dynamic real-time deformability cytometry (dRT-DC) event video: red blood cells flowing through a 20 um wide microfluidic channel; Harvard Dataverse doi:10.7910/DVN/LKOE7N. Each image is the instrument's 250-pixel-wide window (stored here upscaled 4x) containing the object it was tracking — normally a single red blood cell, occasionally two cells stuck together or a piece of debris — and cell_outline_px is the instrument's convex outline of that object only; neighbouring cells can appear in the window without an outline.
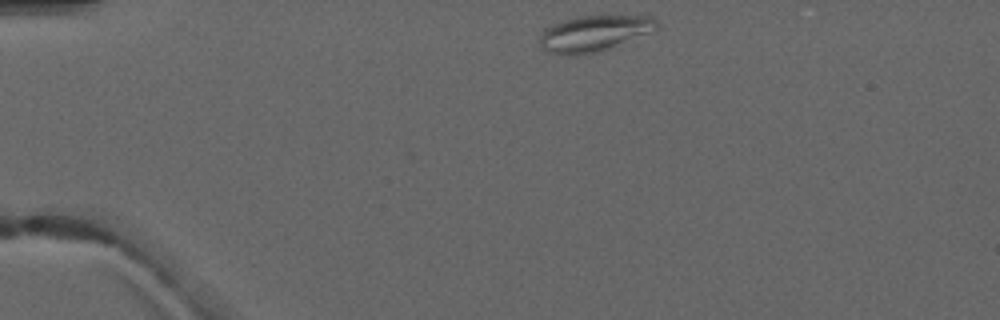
{"species": "common noctule bat (a hibernating species)", "species_latin": "Nyctalus noctula", "temperature_condition": "warm", "stored_images_in_passage": 3, "camera_frame_rate_fps": 3000, "um_per_image_px": 0.085, "animal": {"sex": "male", "forearm_length_mm": 52.5}, "frame": {"image": 1, "passage_image": 1, "time_ms": 0.0, "image_size_px": [1000, 320], "cell_outline_px": [[660, 28], [652, 32], [596, 52], [568, 56], [548, 52], [540, 48], [540, 32], [544, 28], [552, 24], [576, 16], [652, 16], [660, 24]], "centroid_in_image_um": [50.47, 2.83], "position_along_channel_um": 34.5, "area_um2": 24.57}}